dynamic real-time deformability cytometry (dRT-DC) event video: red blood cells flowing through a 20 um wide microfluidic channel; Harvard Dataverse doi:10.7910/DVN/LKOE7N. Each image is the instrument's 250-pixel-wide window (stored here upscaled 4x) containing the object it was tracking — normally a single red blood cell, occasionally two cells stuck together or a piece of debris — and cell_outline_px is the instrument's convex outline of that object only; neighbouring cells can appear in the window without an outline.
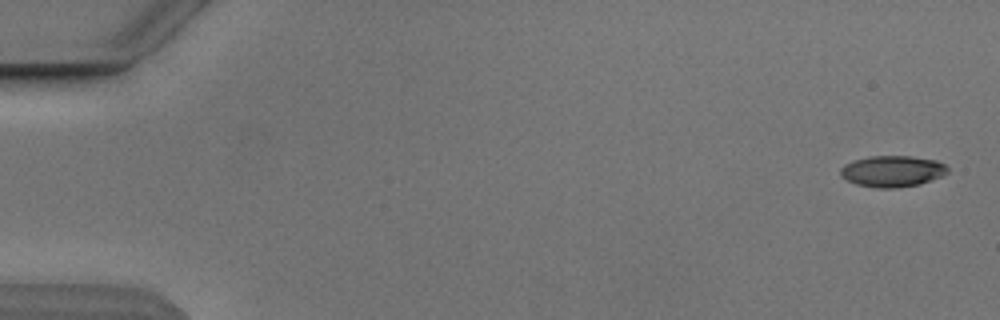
{"species": "Egyptian fruit bat (a non-hibernating species)", "species_latin": "Rousettus aegyptiacus", "temperature_condition": "cold", "stored_images_in_passage": 5, "camera_frame_rate_fps": 3000, "um_per_image_px": 0.085, "animal": {"sex": "male"}, "frame": {"image": 1, "passage_image": 1, "time_ms": 0.0, "image_size_px": [1000, 320], "cell_outline_px": [[948, 172], [944, 176], [920, 184], [892, 188], [876, 188], [856, 184], [840, 176], [840, 168], [844, 164], [852, 160], [868, 156], [912, 156], [936, 160], [944, 164], [948, 168]], "centroid_in_image_um": [75.84, 14.55], "position_along_channel_um": 9.2, "area_um2": 19.71}}
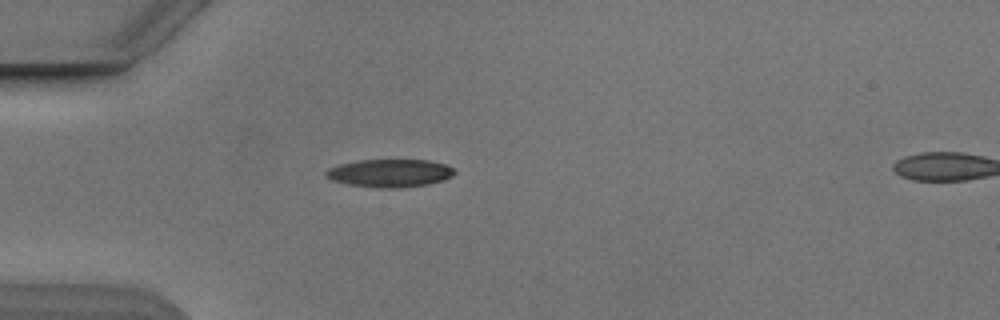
{"frame": {"image": 2, "passage_image": 5, "time_ms": 4.667, "image_size_px": [1000, 320], "cell_outline_px": [[456, 172], [452, 176], [444, 180], [428, 184], [396, 188], [380, 188], [348, 184], [332, 180], [324, 176], [324, 172], [328, 168], [340, 164], [356, 160], [428, 160], [448, 164], [456, 168]], "centroid_in_image_um": [33.16, 14.7], "position_along_channel_um": 51.8, "area_um2": 21.15}}